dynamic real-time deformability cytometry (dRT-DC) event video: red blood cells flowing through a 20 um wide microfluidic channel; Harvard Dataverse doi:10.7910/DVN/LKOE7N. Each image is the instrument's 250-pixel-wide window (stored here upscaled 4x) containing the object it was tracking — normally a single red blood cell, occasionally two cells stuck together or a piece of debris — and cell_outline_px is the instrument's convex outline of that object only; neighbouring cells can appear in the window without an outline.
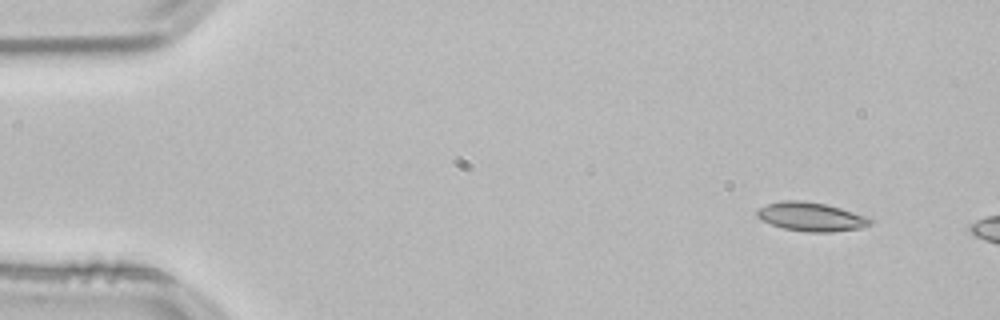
{"species": "common noctule bat (a hibernating species)", "species_latin": "Nyctalus noctula", "temperature_condition": "room temperature", "stored_images_in_passage": 6, "camera_frame_rate_fps": 3000, "um_per_image_px": 0.085, "animal": {"sex": "male", "body_mass_g": 21.5, "forearm_length_mm": 52.0}, "frame": {"image": 1, "passage_image": 1, "time_ms": 0.0, "image_size_px": [1000, 320], "cell_outline_px": [[872, 224], [860, 228], [828, 232], [808, 232], [784, 228], [772, 224], [756, 216], [756, 212], [760, 208], [768, 204], [780, 200], [804, 200], [824, 204], [840, 208], [868, 216], [872, 220]], "centroid_in_image_um": [68.97, 18.41], "position_along_channel_um": 16.0, "area_um2": 18.84}}